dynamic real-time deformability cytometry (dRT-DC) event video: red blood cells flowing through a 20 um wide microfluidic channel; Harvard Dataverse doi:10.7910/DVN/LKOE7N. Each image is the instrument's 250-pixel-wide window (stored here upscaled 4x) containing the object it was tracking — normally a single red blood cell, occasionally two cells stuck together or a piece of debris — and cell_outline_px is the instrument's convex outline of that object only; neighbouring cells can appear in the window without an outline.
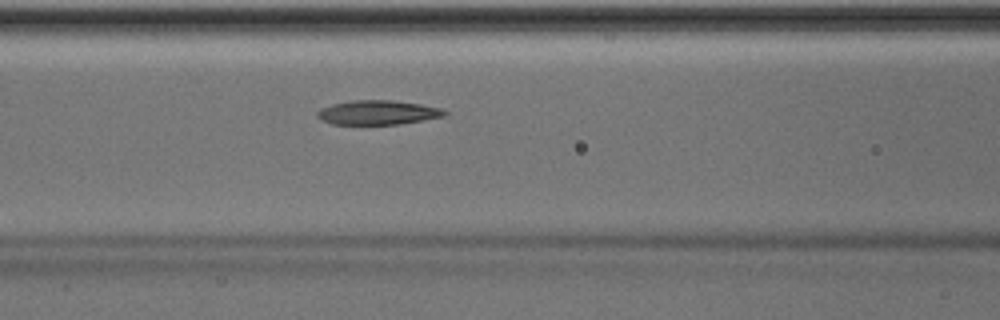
{"species": "Egyptian fruit bat (a non-hibernating species)", "species_latin": "Rousettus aegyptiacus", "temperature_condition": "room temperature", "stored_images_in_passage": 35, "camera_frame_rate_fps": 3000, "um_per_image_px": 0.085, "animal": {"sex": "male"}, "frame": {"image": 1, "passage_image": 6, "time_ms": 1.667, "image_size_px": [1000, 320], "cell_outline_px": [[448, 116], [400, 124], [332, 124], [320, 120], [316, 116], [316, 112], [320, 108], [332, 104], [352, 100], [392, 100], [420, 104], [440, 108], [448, 112]], "centroid_in_image_um": [32.11, 9.56], "position_along_channel_um": 134.5, "area_um2": 18.21}}
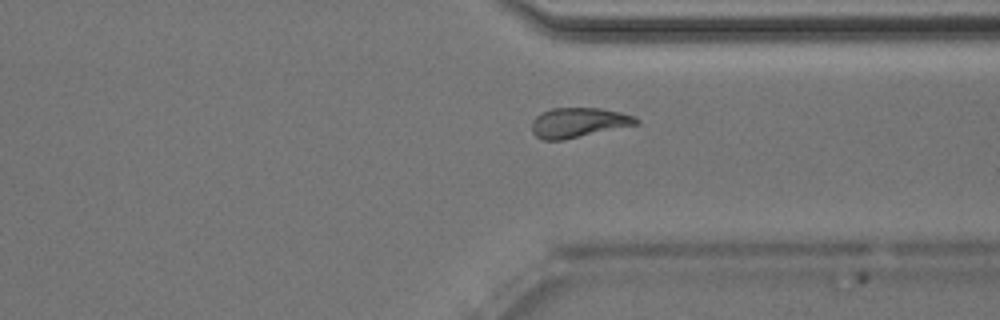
{"frame": {"image": 2, "passage_image": 23, "time_ms": 7.333, "image_size_px": [1000, 320], "cell_outline_px": [[640, 124], [564, 140], [540, 140], [532, 132], [532, 120], [540, 112], [552, 108], [600, 108], [620, 112], [632, 116], [640, 120]], "centroid_in_image_um": [49.15, 10.43], "position_along_channel_um": 362.2, "area_um2": 18.32}}
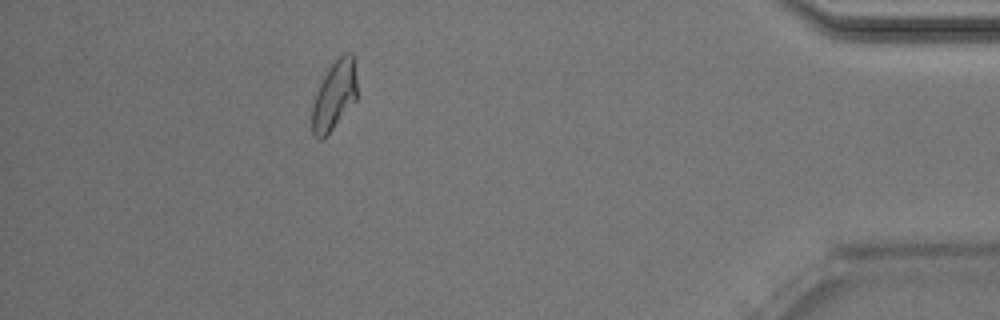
{"frame": {"image": 3, "passage_image": 30, "time_ms": 9.667, "image_size_px": [1000, 320], "cell_outline_px": [[356, 100], [332, 128], [320, 140], [312, 132], [312, 104], [316, 92], [328, 68], [336, 56], [344, 52], [352, 52], [356, 56]], "centroid_in_image_um": [28.44, 7.99], "position_along_channel_um": 406.8, "area_um2": 18.21}, "authors_computed_cell_mechanics": {"area_um2": 18.3226, "velocity_mm_per_s": 4.0244, "shape_relaxation_time_tau1_ms": 5.2884, "shape_relaxation_time_tau2_ms": 3.817, "deformation_change_tau1": 0.1593, "deformation_change_tau2": 0.1043}}